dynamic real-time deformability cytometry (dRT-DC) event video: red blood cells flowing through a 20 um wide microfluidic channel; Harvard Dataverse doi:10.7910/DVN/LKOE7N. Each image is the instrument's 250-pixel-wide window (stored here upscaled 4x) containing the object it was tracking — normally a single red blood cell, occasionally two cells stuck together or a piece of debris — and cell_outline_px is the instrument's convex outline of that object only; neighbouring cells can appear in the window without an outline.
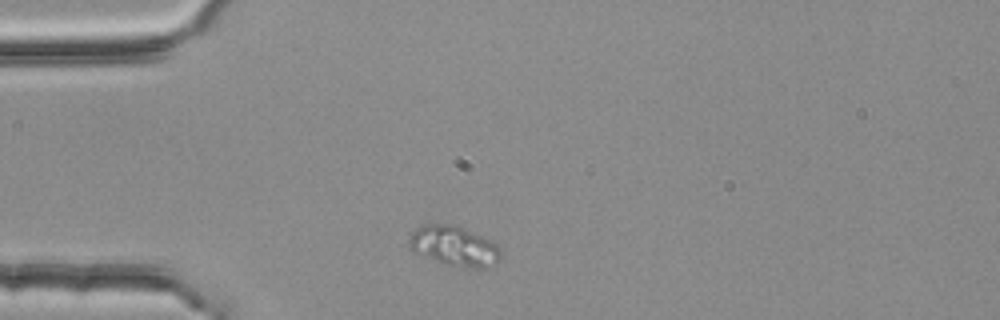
{"species": "common noctule bat (a hibernating species)", "species_latin": "Nyctalus noctula", "temperature_condition": "room temperature", "stored_images_in_passage": 1, "camera_frame_rate_fps": 3000, "um_per_image_px": 0.085, "animal": {"sex": "female", "body_mass_g": 25.1}, "frame": {"image": 1, "passage_image": 1, "time_ms": 0.0, "image_size_px": [1000, 320], "cell_outline_px": [[500, 260], [496, 264], [484, 268], [472, 268], [444, 264], [412, 252], [408, 248], [408, 240], [412, 232], [416, 228], [424, 224], [452, 224], [464, 228], [496, 244], [500, 248]], "centroid_in_image_um": [38.56, 20.92], "position_along_channel_um": 46.4, "area_um2": 21.44}}